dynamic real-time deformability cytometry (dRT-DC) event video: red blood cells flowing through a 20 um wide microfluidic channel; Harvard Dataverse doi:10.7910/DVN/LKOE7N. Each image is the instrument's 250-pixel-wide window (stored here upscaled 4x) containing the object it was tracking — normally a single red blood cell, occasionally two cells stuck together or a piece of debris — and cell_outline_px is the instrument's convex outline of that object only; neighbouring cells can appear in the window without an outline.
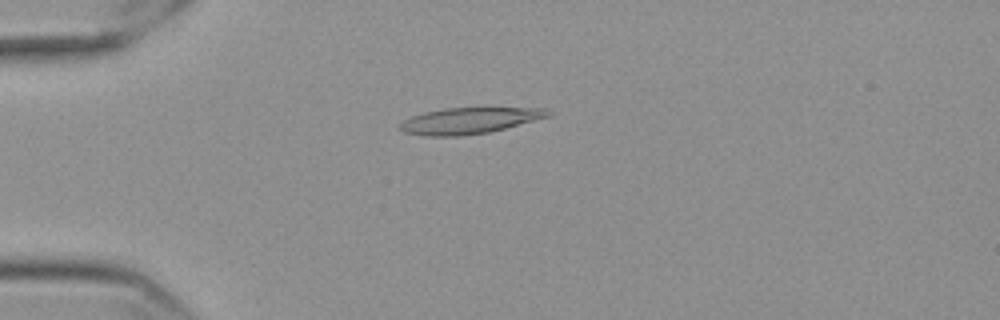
{"species": "Egyptian fruit bat (a non-hibernating species)", "species_latin": "Rousettus aegyptiacus", "temperature_condition": "cold", "stored_images_in_passage": 57, "camera_frame_rate_fps": 3000, "um_per_image_px": 0.085, "frame": {"image": 1, "passage_image": 15, "time_ms": 4.667, "image_size_px": [1000, 320], "cell_outline_px": [[552, 112], [548, 116], [504, 128], [488, 132], [460, 136], [424, 136], [404, 132], [396, 128], [404, 120], [412, 116], [424, 112], [444, 108], [548, 108]], "centroid_in_image_um": [39.82, 10.25], "position_along_channel_um": 45.2, "area_um2": 22.37}}
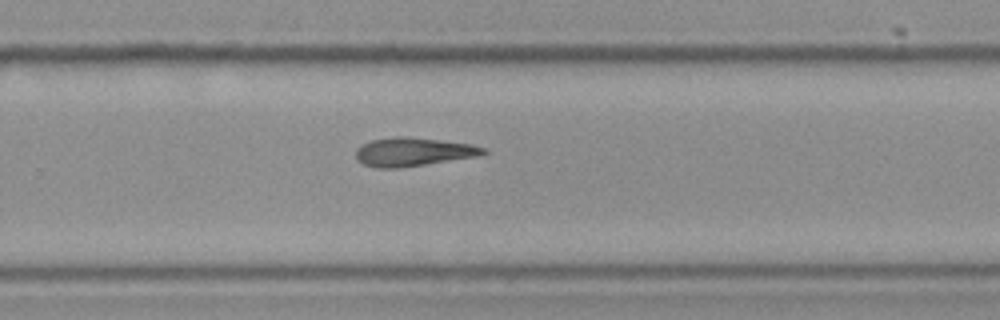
{"frame": {"image": 2, "passage_image": 38, "time_ms": 12.333, "image_size_px": [1000, 320], "cell_outline_px": [[488, 152], [480, 156], [400, 168], [380, 168], [364, 164], [356, 160], [356, 148], [360, 144], [372, 140], [396, 136], [408, 136], [472, 144], [488, 148]], "centroid_in_image_um": [35.15, 12.9], "position_along_channel_um": 294.7, "area_um2": 21.5}}
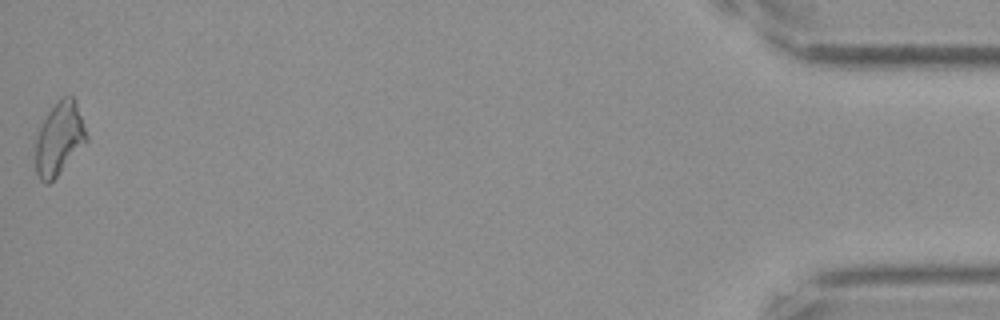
{"frame": {"image": 3, "passage_image": 57, "time_ms": 18.667, "image_size_px": [1000, 320], "cell_outline_px": [[88, 140], [56, 176], [48, 184], [44, 184], [40, 180], [36, 172], [36, 128], [60, 96], [72, 96], [76, 100], [88, 136]], "centroid_in_image_um": [5.01, 11.74], "position_along_channel_um": 430.2, "area_um2": 21.79}, "authors_computed_cell_mechanics": {"area_um2": 21.3282, "velocity_mm_per_s": 3.561, "shape_relaxation_time_tau1_ms": 6.6973, "shape_relaxation_time_tau2_ms": null, "deformation_change_tau1": 0.1707, "deformation_change_tau2": null}}